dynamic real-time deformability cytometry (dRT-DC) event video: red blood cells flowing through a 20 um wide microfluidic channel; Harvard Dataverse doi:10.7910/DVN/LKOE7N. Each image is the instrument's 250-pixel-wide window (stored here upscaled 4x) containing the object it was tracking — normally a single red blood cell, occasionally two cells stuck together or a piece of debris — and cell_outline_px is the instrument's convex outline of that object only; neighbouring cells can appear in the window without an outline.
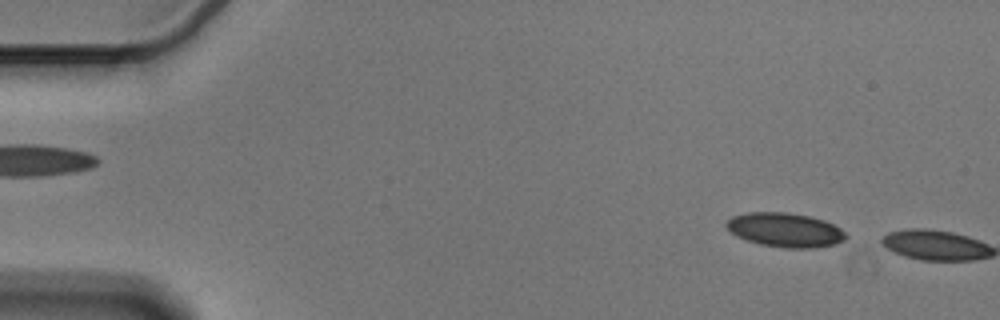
{"species": "Egyptian fruit bat (a non-hibernating species)", "species_latin": "Rousettus aegyptiacus", "temperature_condition": "cold", "stored_images_in_passage": 4, "camera_frame_rate_fps": 3000, "um_per_image_px": 0.085, "animal": {"sex": "male"}, "frame": {"image": 1, "passage_image": 3, "time_ms": 0.667, "image_size_px": [1000, 320], "cell_outline_px": [[848, 236], [844, 240], [836, 244], [812, 248], [784, 248], [760, 244], [736, 236], [724, 224], [732, 216], [748, 212], [788, 212], [808, 216], [824, 220], [840, 228]], "centroid_in_image_um": [66.74, 19.54], "position_along_channel_um": 18.3, "area_um2": 23.76}}